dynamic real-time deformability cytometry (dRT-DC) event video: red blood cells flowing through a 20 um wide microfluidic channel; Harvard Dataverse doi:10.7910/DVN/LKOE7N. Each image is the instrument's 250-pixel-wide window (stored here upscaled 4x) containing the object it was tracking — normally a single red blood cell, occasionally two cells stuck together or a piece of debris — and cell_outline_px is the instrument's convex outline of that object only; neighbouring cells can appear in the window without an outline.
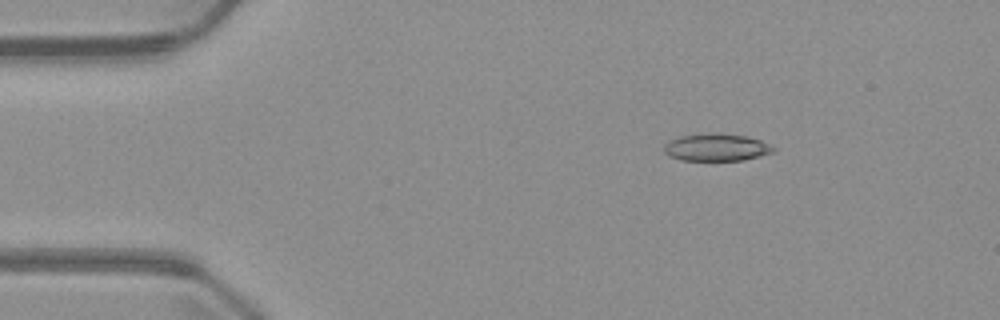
{"species": "common noctule bat (a hibernating species)", "species_latin": "Nyctalus noctula", "temperature_condition": "warm", "stored_images_in_passage": 4, "camera_frame_rate_fps": 3000, "um_per_image_px": 0.085, "animal": {"sex": "male", "body_mass_g": 23.1, "forearm_length_mm": 52.7}, "frame": {"image": 1, "passage_image": 2, "time_ms": 1.333, "image_size_px": [1000, 320], "cell_outline_px": [[776, 152], [744, 160], [680, 160], [668, 156], [664, 152], [664, 144], [668, 140], [680, 136], [708, 132], [720, 132], [748, 136], [760, 140], [776, 148]], "centroid_in_image_um": [60.89, 12.51], "position_along_channel_um": 24.1, "area_um2": 17.86}}
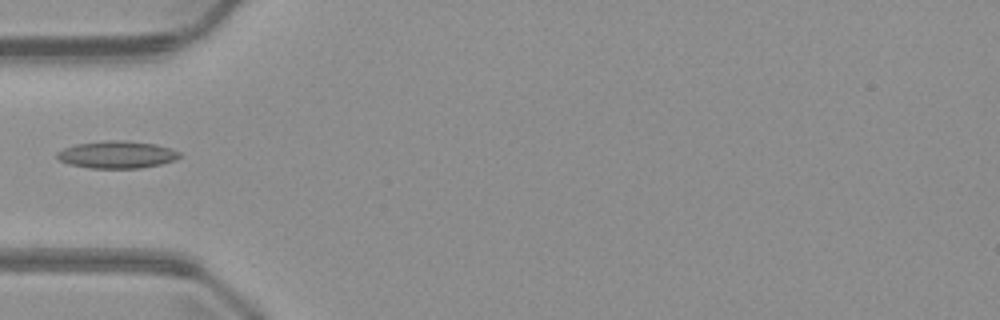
{"frame": {"image": 2, "passage_image": 4, "time_ms": 4.333, "image_size_px": [1000, 320], "cell_outline_px": [[180, 156], [176, 160], [160, 164], [140, 168], [88, 168], [68, 164], [60, 160], [56, 156], [56, 152], [64, 148], [76, 144], [108, 140], [124, 140], [156, 144], [180, 152]], "centroid_in_image_um": [9.92, 13.14], "position_along_channel_um": 75.1, "area_um2": 19.48}}